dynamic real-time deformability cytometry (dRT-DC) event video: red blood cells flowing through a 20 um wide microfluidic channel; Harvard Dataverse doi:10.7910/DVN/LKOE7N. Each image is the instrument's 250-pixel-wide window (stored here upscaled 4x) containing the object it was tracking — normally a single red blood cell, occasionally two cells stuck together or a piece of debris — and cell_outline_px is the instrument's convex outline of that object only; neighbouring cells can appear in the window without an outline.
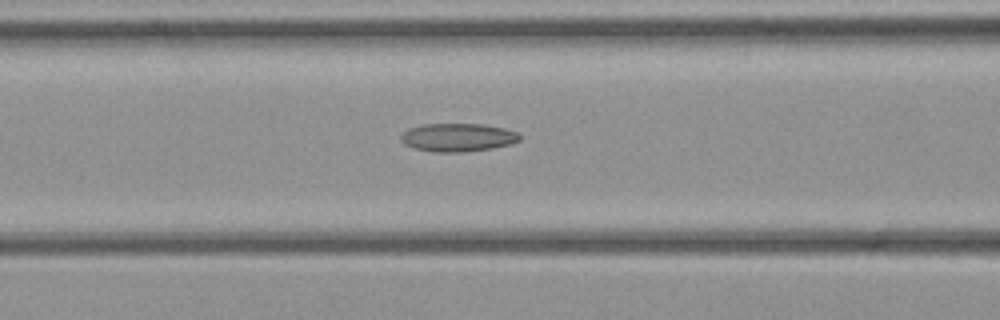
{"species": "common noctule bat (a hibernating species)", "species_latin": "Nyctalus noctula", "temperature_condition": "cold", "stored_images_in_passage": 27, "camera_frame_rate_fps": 3000, "um_per_image_px": 0.085, "animal": {"sex": "female", "body_mass_g": 21.9}, "frame": {"image": 1, "passage_image": 7, "time_ms": 2.0, "image_size_px": [1000, 320], "cell_outline_px": [[520, 140], [512, 144], [492, 148], [464, 152], [432, 152], [412, 148], [404, 144], [400, 140], [400, 136], [408, 128], [420, 124], [484, 124], [504, 128], [520, 132]], "centroid_in_image_um": [38.91, 11.68], "position_along_channel_um": 127.7, "area_um2": 19.88}}
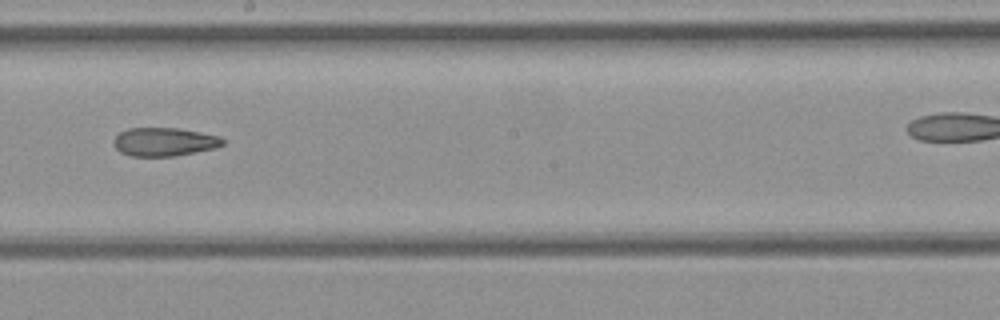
{"frame": {"image": 2, "passage_image": 14, "time_ms": 4.333, "image_size_px": [1000, 320], "cell_outline_px": [[224, 144], [216, 148], [176, 156], [132, 156], [120, 152], [112, 144], [112, 140], [120, 132], [128, 128], [180, 128], [220, 136], [224, 140]], "centroid_in_image_um": [13.96, 12.05], "position_along_channel_um": 234.2, "area_um2": 18.26}}
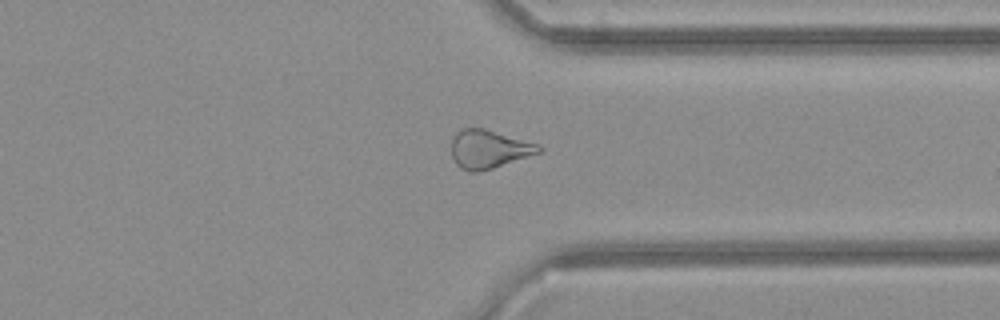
{"frame": {"image": 3, "passage_image": 23, "time_ms": 7.333, "image_size_px": [1000, 320], "cell_outline_px": [[544, 148], [540, 152], [492, 168], [476, 172], [468, 172], [460, 168], [456, 164], [452, 156], [452, 140], [456, 132], [460, 128], [484, 128], [540, 144]], "centroid_in_image_um": [41.54, 12.66], "position_along_channel_um": 369.9, "area_um2": 19.54}}